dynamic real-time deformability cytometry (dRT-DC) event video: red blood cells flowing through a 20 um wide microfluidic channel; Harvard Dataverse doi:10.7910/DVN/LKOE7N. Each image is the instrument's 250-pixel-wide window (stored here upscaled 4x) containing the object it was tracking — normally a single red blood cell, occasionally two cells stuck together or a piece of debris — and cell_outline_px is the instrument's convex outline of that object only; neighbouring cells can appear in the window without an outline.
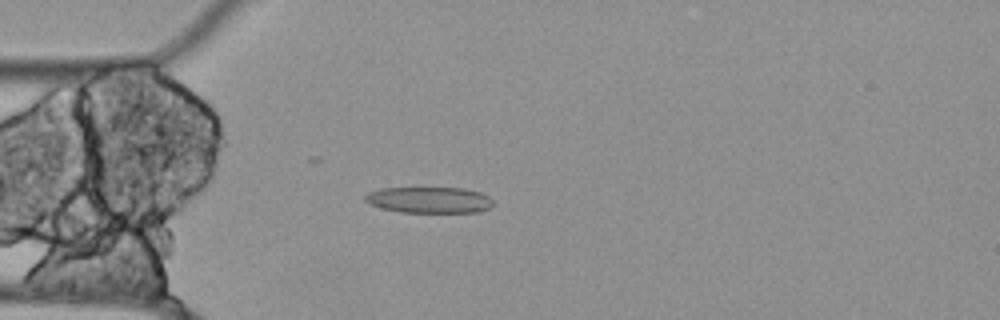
{"species": "Egyptian fruit bat (a non-hibernating species)", "species_latin": "Rousettus aegyptiacus", "temperature_condition": "cold", "stored_images_in_passage": 51, "camera_frame_rate_fps": 3000, "um_per_image_px": 0.085, "animal": {"sex": "female"}, "frame": {"image": 1, "passage_image": 10, "time_ms": 3.0, "image_size_px": [1000, 320], "cell_outline_px": [[492, 204], [488, 208], [480, 212], [400, 212], [380, 208], [368, 204], [364, 200], [364, 196], [368, 192], [380, 188], [460, 188], [480, 192], [488, 196], [492, 200]], "centroid_in_image_um": [36.43, 17.0], "position_along_channel_um": 48.6, "area_um2": 19.54}}
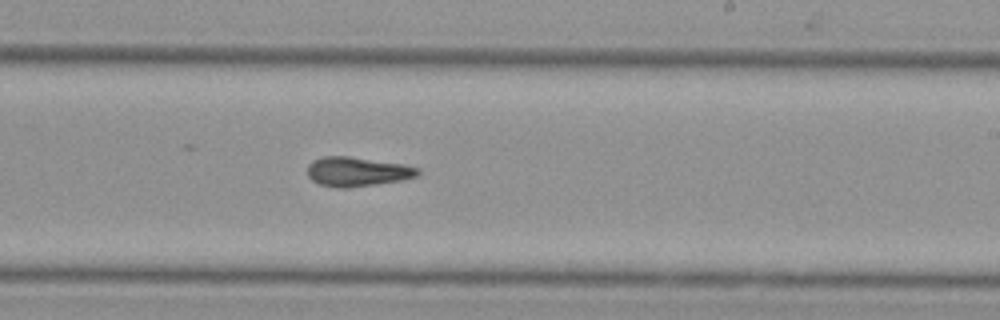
{"frame": {"image": 2, "passage_image": 28, "time_ms": 9.0, "image_size_px": [1000, 320], "cell_outline_px": [[420, 172], [416, 176], [404, 180], [348, 188], [336, 188], [320, 184], [312, 180], [308, 176], [308, 164], [312, 160], [324, 156], [348, 156], [404, 164], [420, 168]], "centroid_in_image_um": [30.37, 14.59], "position_along_channel_um": 258.6, "area_um2": 19.02}}
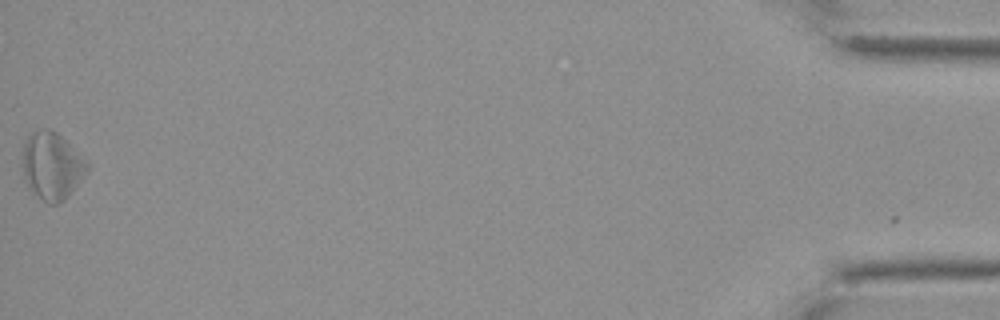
{"frame": {"image": 3, "passage_image": 51, "time_ms": 16.667, "image_size_px": [1000, 320], "cell_outline_px": [[88, 172], [72, 192], [60, 204], [48, 204], [28, 188], [24, 180], [24, 144], [28, 136], [32, 132], [48, 128], [56, 132], [88, 160]], "centroid_in_image_um": [4.45, 14.13], "position_along_channel_um": 430.8, "area_um2": 25.32}, "authors_computed_cell_mechanics": {"area_um2": 19.7098, "velocity_mm_per_s": 3.5053, "shape_relaxation_time_tau1_ms": null, "shape_relaxation_time_tau2_ms": 11.2929, "deformation_change_tau1": null, "deformation_change_tau2": 0.2402}}